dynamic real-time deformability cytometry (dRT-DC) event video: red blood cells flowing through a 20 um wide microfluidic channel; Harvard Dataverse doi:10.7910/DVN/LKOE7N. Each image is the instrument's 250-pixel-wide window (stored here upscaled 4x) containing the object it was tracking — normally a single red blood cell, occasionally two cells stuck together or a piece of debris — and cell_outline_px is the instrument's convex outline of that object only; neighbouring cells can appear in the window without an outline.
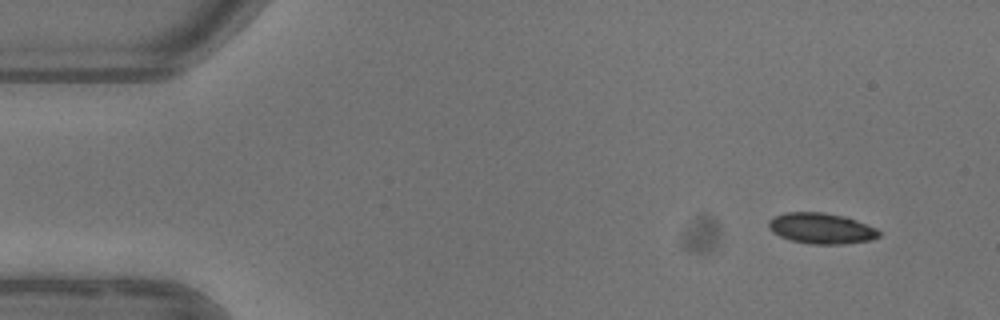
{"species": "common noctule bat (a hibernating species)", "species_latin": "Nyctalus noctula", "temperature_condition": "warm", "stored_images_in_passage": 4, "camera_frame_rate_fps": 3000, "um_per_image_px": 0.085, "animal": {"sex": "female"}, "frame": {"image": 1, "passage_image": 1, "time_ms": 0.0, "image_size_px": [1000, 320], "cell_outline_px": [[880, 236], [868, 240], [844, 244], [812, 244], [792, 240], [780, 236], [772, 232], [768, 228], [768, 220], [784, 212], [824, 212], [844, 216], [856, 220], [876, 228], [880, 232]], "centroid_in_image_um": [69.79, 19.4], "position_along_channel_um": 15.2, "area_um2": 19.71}}
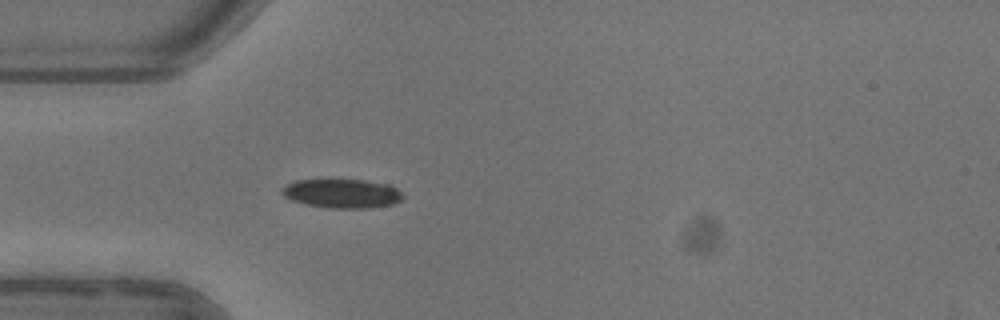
{"frame": {"image": 2, "passage_image": 4, "time_ms": 3.667, "image_size_px": [1000, 320], "cell_outline_px": [[404, 196], [400, 200], [392, 204], [372, 208], [328, 208], [304, 204], [292, 200], [284, 196], [280, 192], [288, 184], [296, 180], [364, 180], [392, 184]], "centroid_in_image_um": [29.1, 16.45], "position_along_channel_um": 55.9, "area_um2": 20.46}}